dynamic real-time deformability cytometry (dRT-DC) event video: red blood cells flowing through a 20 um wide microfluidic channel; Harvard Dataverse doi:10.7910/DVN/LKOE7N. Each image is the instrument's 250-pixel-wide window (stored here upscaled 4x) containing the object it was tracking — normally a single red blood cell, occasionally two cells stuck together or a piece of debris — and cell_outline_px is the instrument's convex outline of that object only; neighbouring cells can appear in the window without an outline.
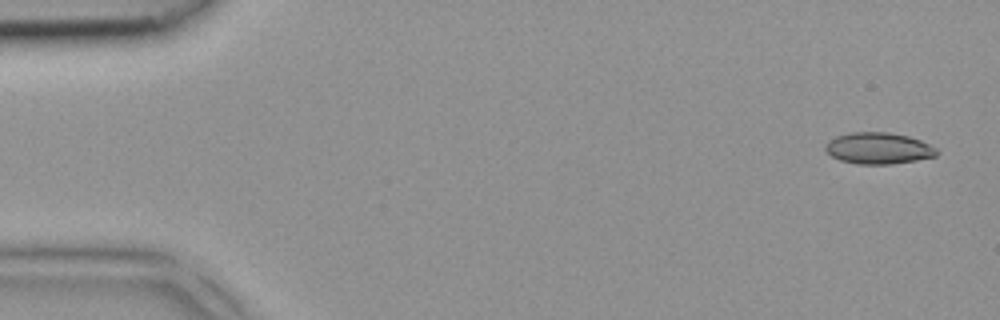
{"species": "common noctule bat (a hibernating species)", "species_latin": "Nyctalus noctula", "temperature_condition": "room temperature", "stored_images_in_passage": 5, "camera_frame_rate_fps": 3000, "um_per_image_px": 0.085, "animal": {"sex": "female", "body_mass_g": 18.4}, "frame": {"image": 1, "passage_image": 1, "time_ms": 0.0, "image_size_px": [1000, 320], "cell_outline_px": [[940, 152], [936, 156], [916, 160], [892, 164], [856, 164], [840, 160], [832, 156], [824, 148], [824, 144], [828, 140], [836, 136], [852, 132], [888, 132], [908, 136], [920, 140], [936, 148]], "centroid_in_image_um": [74.66, 12.6], "position_along_channel_um": 10.3, "area_um2": 20.46}}
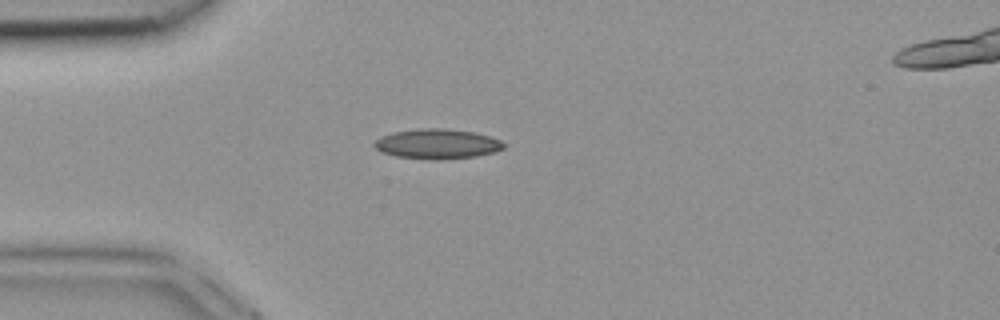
{"frame": {"image": 2, "passage_image": 4, "time_ms": 1.0, "image_size_px": [1000, 320], "cell_outline_px": [[504, 148], [492, 152], [476, 156], [436, 160], [428, 160], [396, 156], [380, 152], [372, 144], [380, 136], [392, 132], [420, 128], [444, 128], [472, 132], [488, 136], [500, 140], [504, 144]], "centroid_in_image_um": [37.1, 12.23], "position_along_channel_um": 47.9, "area_um2": 22.54}}